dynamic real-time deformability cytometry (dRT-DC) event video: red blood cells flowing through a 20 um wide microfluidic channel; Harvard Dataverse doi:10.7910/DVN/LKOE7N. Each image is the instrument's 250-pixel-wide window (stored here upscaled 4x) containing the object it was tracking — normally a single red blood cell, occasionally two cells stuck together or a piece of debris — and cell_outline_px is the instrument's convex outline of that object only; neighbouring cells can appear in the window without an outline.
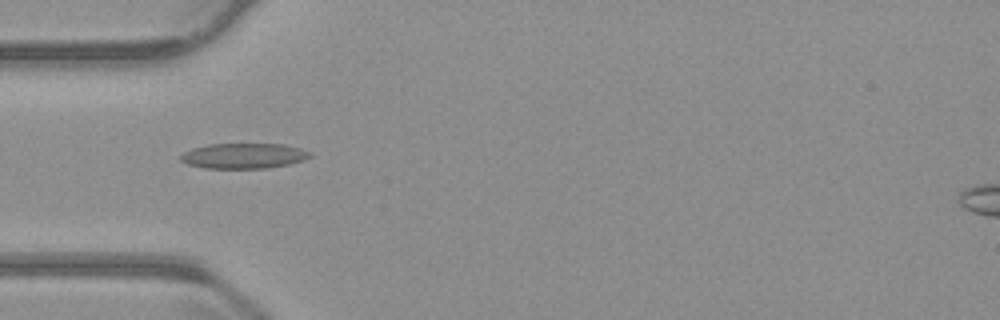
{"species": "common noctule bat (a hibernating species)", "species_latin": "Nyctalus noctula", "temperature_condition": "warm", "stored_images_in_passage": 54, "camera_frame_rate_fps": 3000, "um_per_image_px": 0.085, "animal": {"sex": "male", "body_mass_g": 23.1, "forearm_length_mm": 52.7}, "frame": {"image": 1, "passage_image": 17, "time_ms": 5.333, "image_size_px": [1000, 320], "cell_outline_px": [[312, 156], [304, 160], [288, 164], [268, 168], [204, 168], [188, 164], [180, 160], [180, 156], [184, 152], [192, 148], [208, 144], [284, 144], [300, 148], [312, 152]], "centroid_in_image_um": [20.73, 13.24], "position_along_channel_um": 64.3, "area_um2": 19.13}}
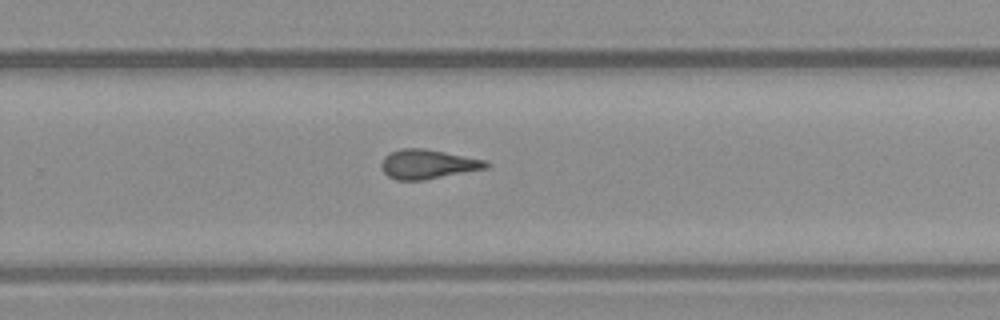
{"frame": {"image": 2, "passage_image": 35, "time_ms": 11.333, "image_size_px": [1000, 320], "cell_outline_px": [[492, 164], [488, 168], [424, 180], [396, 180], [388, 176], [384, 172], [380, 164], [384, 156], [400, 148], [424, 148], [488, 160]], "centroid_in_image_um": [36.4, 13.95], "position_along_channel_um": 293.4, "area_um2": 18.09}}
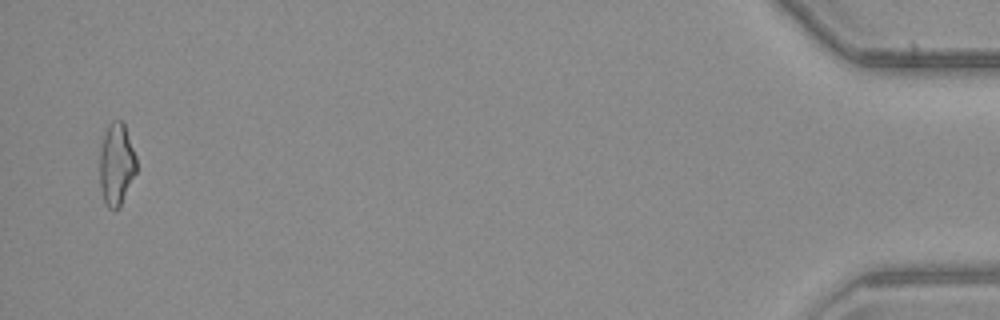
{"frame": {"image": 3, "passage_image": 53, "time_ms": 17.333, "image_size_px": [1000, 320], "cell_outline_px": [[136, 172], [120, 208], [108, 208], [104, 200], [100, 188], [100, 148], [108, 124], [112, 120], [120, 120], [124, 124], [136, 156]], "centroid_in_image_um": [9.9, 13.97], "position_along_channel_um": 425.3, "area_um2": 17.51}, "authors_computed_cell_mechanics": {"area_um2": 18.2359, "velocity_mm_per_s": 3.8131, "shape_relaxation_time_tau1_ms": null, "shape_relaxation_time_tau2_ms": 3.2468, "deformation_change_tau1": null, "deformation_change_tau2": 0.1135}}